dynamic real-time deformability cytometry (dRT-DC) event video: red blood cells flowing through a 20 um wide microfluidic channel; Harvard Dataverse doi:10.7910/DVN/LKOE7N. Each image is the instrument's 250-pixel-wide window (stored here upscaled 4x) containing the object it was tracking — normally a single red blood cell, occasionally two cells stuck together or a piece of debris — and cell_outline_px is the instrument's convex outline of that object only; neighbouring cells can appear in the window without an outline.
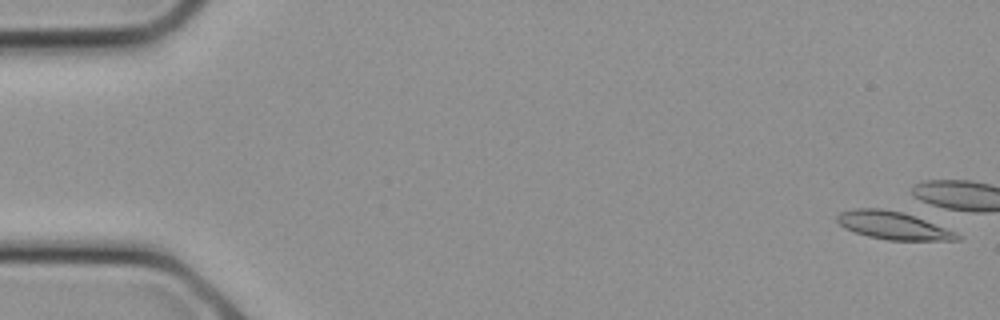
{"species": "common noctule bat (a hibernating species)", "species_latin": "Nyctalus noctula", "temperature_condition": "cold", "stored_images_in_passage": 1, "camera_frame_rate_fps": 3000, "um_per_image_px": 0.085, "animal": {"sex": "female", "body_mass_g": 21.9}, "frame": {"image": 1, "passage_image": 1, "time_ms": 0.0, "image_size_px": [1000, 320], "cell_outline_px": [[964, 236], [960, 240], [888, 240], [868, 236], [844, 228], [836, 220], [836, 216], [840, 212], [856, 208], [880, 208], [904, 212], [956, 232]], "centroid_in_image_um": [75.92, 19.16], "position_along_channel_um": 9.1, "area_um2": 19.42}}